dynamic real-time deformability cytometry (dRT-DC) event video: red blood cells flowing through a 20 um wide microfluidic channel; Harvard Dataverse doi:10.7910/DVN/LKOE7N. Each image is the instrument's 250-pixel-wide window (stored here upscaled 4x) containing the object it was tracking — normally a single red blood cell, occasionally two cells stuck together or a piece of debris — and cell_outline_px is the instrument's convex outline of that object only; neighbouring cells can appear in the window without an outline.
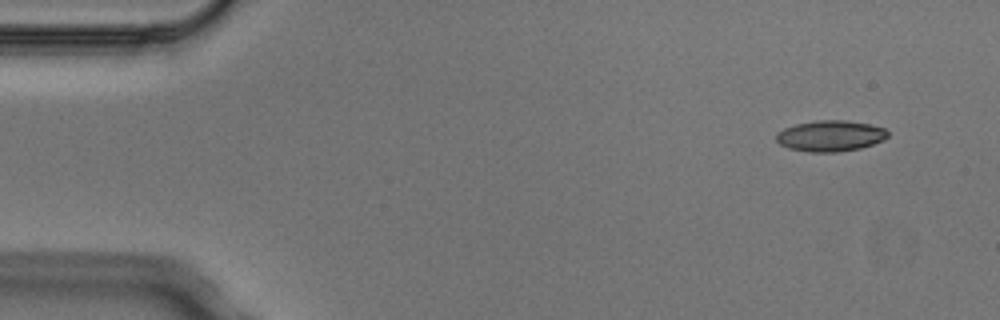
{"species": "Egyptian fruit bat (a non-hibernating species)", "species_latin": "Rousettus aegyptiacus", "temperature_condition": "cold", "stored_images_in_passage": 4, "camera_frame_rate_fps": 3000, "um_per_image_px": 0.085, "animal": {"sex": "male"}, "frame": {"image": 1, "passage_image": 1, "time_ms": 0.0, "image_size_px": [1000, 320], "cell_outline_px": [[888, 136], [872, 144], [860, 148], [836, 152], [808, 152], [788, 148], [780, 144], [776, 140], [776, 132], [784, 128], [796, 124], [816, 120], [844, 120], [868, 124], [884, 128], [888, 132]], "centroid_in_image_um": [70.53, 11.55], "position_along_channel_um": 14.5, "area_um2": 20.0}}
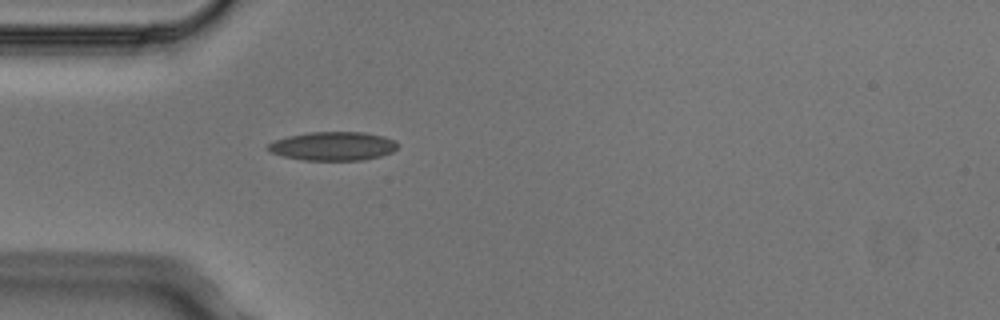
{"frame": {"image": 2, "passage_image": 4, "time_ms": 1.0, "image_size_px": [1000, 320], "cell_outline_px": [[396, 148], [392, 152], [380, 156], [364, 160], [304, 160], [284, 156], [268, 152], [264, 148], [272, 140], [288, 136], [308, 132], [364, 132], [384, 136], [396, 140]], "centroid_in_image_um": [28.26, 12.41], "position_along_channel_um": 56.7, "area_um2": 21.91}}